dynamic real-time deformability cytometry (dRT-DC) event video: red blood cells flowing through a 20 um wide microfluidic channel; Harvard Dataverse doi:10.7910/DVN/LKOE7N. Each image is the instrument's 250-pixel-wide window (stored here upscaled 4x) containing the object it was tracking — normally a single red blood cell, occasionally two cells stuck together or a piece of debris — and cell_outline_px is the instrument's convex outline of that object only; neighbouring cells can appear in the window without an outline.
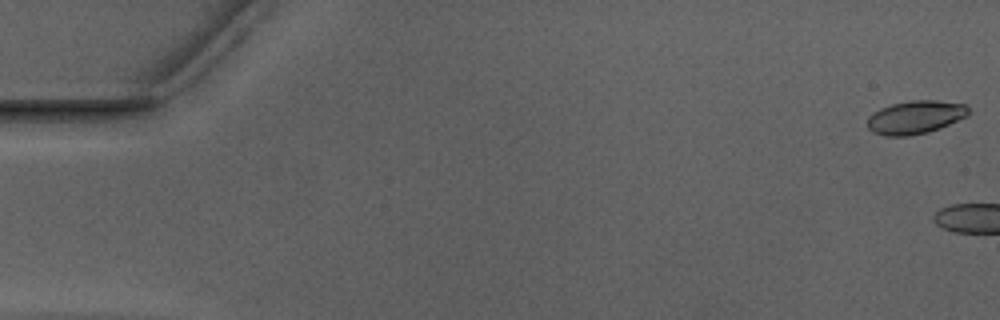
{"species": "Egyptian fruit bat (a non-hibernating species)", "species_latin": "Rousettus aegyptiacus", "temperature_condition": "warm", "stored_images_in_passage": 3, "camera_frame_rate_fps": 3000, "um_per_image_px": 0.085, "animal": {"sex": "male"}, "frame": {"image": 1, "passage_image": 1, "time_ms": 0.0, "image_size_px": [1000, 320], "cell_outline_px": [[972, 112], [968, 116], [940, 128], [928, 132], [908, 136], [884, 136], [872, 132], [868, 128], [868, 116], [880, 108], [892, 104], [912, 100], [936, 100], [964, 104]], "centroid_in_image_um": [77.82, 9.97], "position_along_channel_um": 7.2, "area_um2": 19.71}}